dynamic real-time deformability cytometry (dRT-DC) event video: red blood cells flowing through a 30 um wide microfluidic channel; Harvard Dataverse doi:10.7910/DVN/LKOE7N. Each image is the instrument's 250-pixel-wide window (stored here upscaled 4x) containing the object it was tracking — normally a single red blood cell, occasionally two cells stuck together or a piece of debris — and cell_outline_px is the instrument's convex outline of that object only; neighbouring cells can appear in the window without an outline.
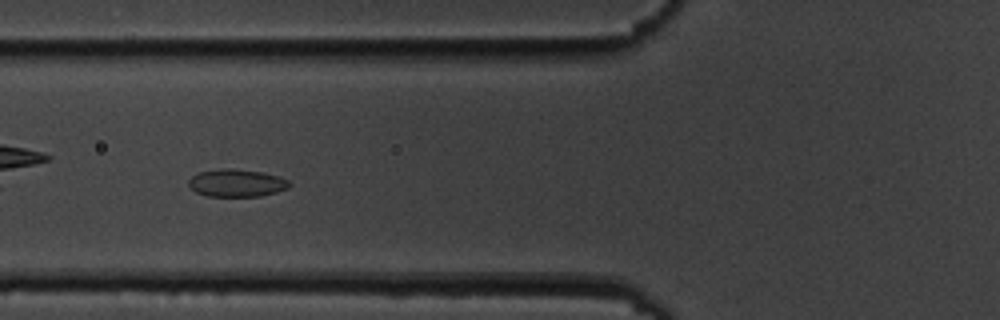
{"species": "common noctule bat (a hibernating species)", "species_latin": "Nyctalus noctula", "temperature_condition": "cold", "stored_images_in_passage": 7, "camera_frame_rate_fps": 3000, "um_per_image_px": 0.085, "animal": {"sex": "male", "body_mass_g": 19.5, "forearm_length_mm": 54.6}, "frame": {"image": 1, "passage_image": 6, "time_ms": 6.0, "image_size_px": [1000, 320], "cell_outline_px": [[292, 184], [288, 188], [276, 192], [260, 196], [208, 196], [196, 192], [188, 184], [188, 180], [196, 172], [264, 172], [280, 176], [288, 180]], "centroid_in_image_um": [20.17, 15.61], "position_along_channel_um": 105.6, "area_um2": 15.26}}
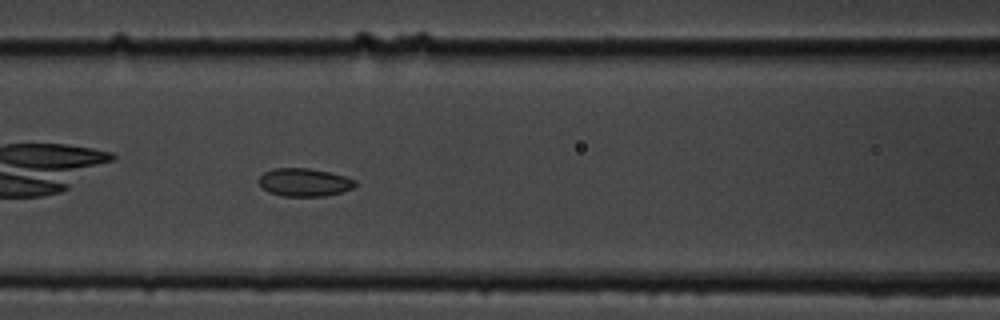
{"frame": {"image": 2, "passage_image": 7, "time_ms": 7.0, "image_size_px": [1000, 320], "cell_outline_px": [[356, 184], [352, 188], [328, 196], [284, 196], [268, 192], [260, 184], [260, 176], [264, 172], [272, 168], [308, 168], [328, 172], [344, 176], [356, 180]], "centroid_in_image_um": [25.87, 15.49], "position_along_channel_um": 140.7, "area_um2": 15.61}}